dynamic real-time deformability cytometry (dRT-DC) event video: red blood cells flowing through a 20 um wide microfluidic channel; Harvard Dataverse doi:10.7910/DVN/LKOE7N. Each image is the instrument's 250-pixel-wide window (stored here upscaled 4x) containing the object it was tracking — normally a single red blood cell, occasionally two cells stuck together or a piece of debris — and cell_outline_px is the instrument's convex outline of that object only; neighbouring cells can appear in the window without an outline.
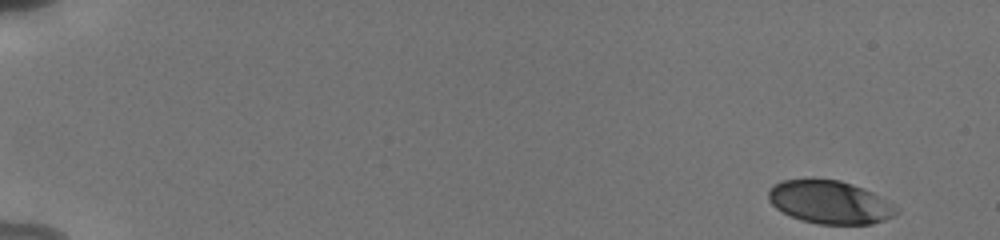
{"species": "human", "species_latin": "Homo sapiens", "temperature_condition": "cold", "stored_images_in_passage": 53, "camera_frame_rate_fps": 3000, "um_per_image_px": 0.085, "donor": {"sex": "male"}, "frame": {"image": 1, "passage_image": 1, "time_ms": 0.0, "image_size_px": [1000, 240], "cell_outline_px": [[900, 212], [896, 216], [872, 224], [820, 224], [800, 220], [776, 208], [768, 200], [768, 188], [780, 180], [812, 176], [840, 180], [864, 188], [880, 196], [892, 204]], "centroid_in_image_um": [70.5, 17.14], "position_along_channel_um": 14.5, "area_um2": 32.89}}
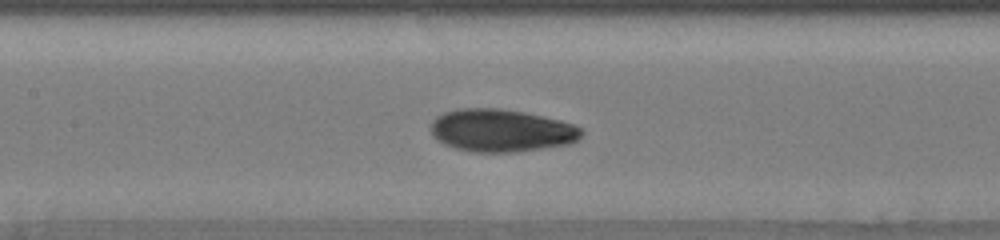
{"frame": {"image": 2, "passage_image": 26, "time_ms": 8.333, "image_size_px": [1000, 240], "cell_outline_px": [[584, 132], [576, 140], [568, 144], [520, 152], [472, 152], [456, 148], [444, 144], [432, 136], [432, 120], [436, 116], [444, 112], [460, 108], [500, 108], [524, 112], [560, 120], [572, 124], [580, 128]], "centroid_in_image_um": [42.59, 11.09], "position_along_channel_um": 164.8, "area_um2": 37.45}}
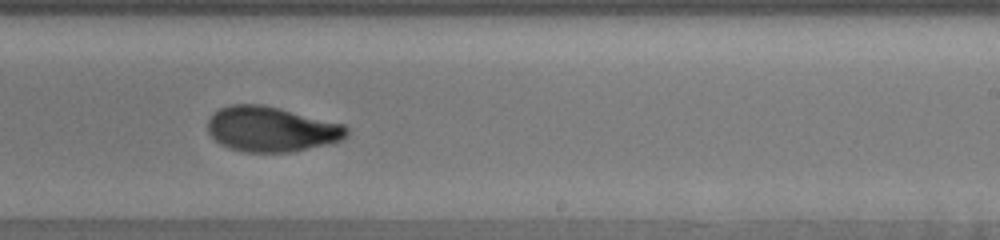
{"frame": {"image": 3, "passage_image": 34, "time_ms": 11.0, "image_size_px": [1000, 240], "cell_outline_px": [[348, 136], [332, 144], [292, 152], [244, 152], [228, 148], [220, 144], [208, 132], [208, 120], [220, 108], [228, 104], [264, 104], [344, 124], [348, 128]], "centroid_in_image_um": [23.09, 10.98], "position_along_channel_um": 265.9, "area_um2": 36.82}, "authors_computed_cell_mechanics": {"area_um2": 35.6048, "velocity_mm_per_s": 3.8174, "shape_relaxation_time_tau1_ms": 3.9566, "shape_relaxation_time_tau2_ms": 1.6041, "deformation_change_tau1": 0.1444, "deformation_change_tau2": 0.0676}}